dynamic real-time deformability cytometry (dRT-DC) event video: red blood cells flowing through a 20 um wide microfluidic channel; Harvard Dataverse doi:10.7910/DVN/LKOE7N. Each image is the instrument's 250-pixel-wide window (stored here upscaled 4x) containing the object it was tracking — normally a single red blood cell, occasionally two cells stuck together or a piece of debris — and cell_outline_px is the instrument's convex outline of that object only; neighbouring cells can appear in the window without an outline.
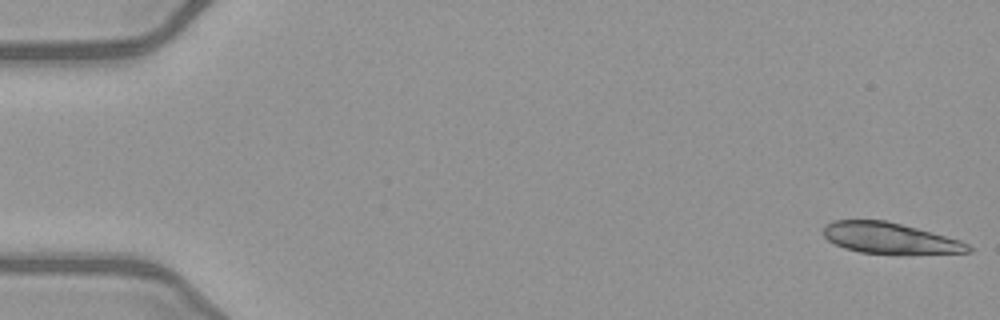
{"species": "common noctule bat (a hibernating species)", "species_latin": "Nyctalus noctula", "temperature_condition": "warm", "stored_images_in_passage": 52, "segment_of_instrument_passage": [1, 2], "camera_frame_rate_fps": 3000, "um_per_image_px": 0.085, "animal": {"sex": "female", "body_mass_g": 21.9}, "frame": {"image": 1, "passage_image": 1, "time_ms": 0.0, "image_size_px": [1000, 320], "cell_outline_px": [[972, 252], [860, 252], [844, 248], [828, 240], [824, 236], [824, 224], [832, 220], [884, 220], [916, 228], [960, 240], [968, 244], [972, 248]], "centroid_in_image_um": [75.55, 20.21], "position_along_channel_um": 9.4, "area_um2": 25.14}}